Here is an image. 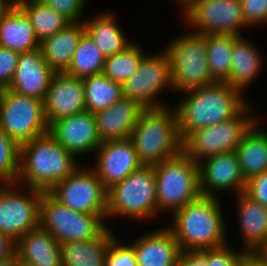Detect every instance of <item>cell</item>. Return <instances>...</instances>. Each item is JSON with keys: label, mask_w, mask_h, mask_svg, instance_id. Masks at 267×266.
Wrapping results in <instances>:
<instances>
[{"label": "cell", "mask_w": 267, "mask_h": 266, "mask_svg": "<svg viewBox=\"0 0 267 266\" xmlns=\"http://www.w3.org/2000/svg\"><path fill=\"white\" fill-rule=\"evenodd\" d=\"M85 90L86 111L95 114L113 105L123 96L122 84L111 80L104 74L82 79Z\"/></svg>", "instance_id": "cell-30"}, {"label": "cell", "mask_w": 267, "mask_h": 266, "mask_svg": "<svg viewBox=\"0 0 267 266\" xmlns=\"http://www.w3.org/2000/svg\"><path fill=\"white\" fill-rule=\"evenodd\" d=\"M137 238L130 244L138 266H176L181 249L166 225Z\"/></svg>", "instance_id": "cell-21"}, {"label": "cell", "mask_w": 267, "mask_h": 266, "mask_svg": "<svg viewBox=\"0 0 267 266\" xmlns=\"http://www.w3.org/2000/svg\"><path fill=\"white\" fill-rule=\"evenodd\" d=\"M237 37L231 34L207 35V62L217 82H226L230 77L232 49Z\"/></svg>", "instance_id": "cell-32"}, {"label": "cell", "mask_w": 267, "mask_h": 266, "mask_svg": "<svg viewBox=\"0 0 267 266\" xmlns=\"http://www.w3.org/2000/svg\"><path fill=\"white\" fill-rule=\"evenodd\" d=\"M184 23L200 34L240 36L245 23L240 0H197L184 13ZM243 27V28H242Z\"/></svg>", "instance_id": "cell-14"}, {"label": "cell", "mask_w": 267, "mask_h": 266, "mask_svg": "<svg viewBox=\"0 0 267 266\" xmlns=\"http://www.w3.org/2000/svg\"><path fill=\"white\" fill-rule=\"evenodd\" d=\"M105 56L86 32L82 35L75 50L68 71L69 75L85 78L101 74Z\"/></svg>", "instance_id": "cell-33"}, {"label": "cell", "mask_w": 267, "mask_h": 266, "mask_svg": "<svg viewBox=\"0 0 267 266\" xmlns=\"http://www.w3.org/2000/svg\"><path fill=\"white\" fill-rule=\"evenodd\" d=\"M0 266H18L16 253L10 258L0 260Z\"/></svg>", "instance_id": "cell-46"}, {"label": "cell", "mask_w": 267, "mask_h": 266, "mask_svg": "<svg viewBox=\"0 0 267 266\" xmlns=\"http://www.w3.org/2000/svg\"><path fill=\"white\" fill-rule=\"evenodd\" d=\"M18 266H35V265L28 264V263H18Z\"/></svg>", "instance_id": "cell-49"}, {"label": "cell", "mask_w": 267, "mask_h": 266, "mask_svg": "<svg viewBox=\"0 0 267 266\" xmlns=\"http://www.w3.org/2000/svg\"><path fill=\"white\" fill-rule=\"evenodd\" d=\"M257 121L235 149L241 172L247 181L267 171V130Z\"/></svg>", "instance_id": "cell-29"}, {"label": "cell", "mask_w": 267, "mask_h": 266, "mask_svg": "<svg viewBox=\"0 0 267 266\" xmlns=\"http://www.w3.org/2000/svg\"><path fill=\"white\" fill-rule=\"evenodd\" d=\"M116 20L117 18L112 13L101 12L83 21L86 33L105 57L125 50L133 42H129Z\"/></svg>", "instance_id": "cell-28"}, {"label": "cell", "mask_w": 267, "mask_h": 266, "mask_svg": "<svg viewBox=\"0 0 267 266\" xmlns=\"http://www.w3.org/2000/svg\"><path fill=\"white\" fill-rule=\"evenodd\" d=\"M256 252L267 261V240H265L257 249Z\"/></svg>", "instance_id": "cell-48"}, {"label": "cell", "mask_w": 267, "mask_h": 266, "mask_svg": "<svg viewBox=\"0 0 267 266\" xmlns=\"http://www.w3.org/2000/svg\"><path fill=\"white\" fill-rule=\"evenodd\" d=\"M16 5L28 16L40 42L53 36L70 22L40 0H17Z\"/></svg>", "instance_id": "cell-31"}, {"label": "cell", "mask_w": 267, "mask_h": 266, "mask_svg": "<svg viewBox=\"0 0 267 266\" xmlns=\"http://www.w3.org/2000/svg\"><path fill=\"white\" fill-rule=\"evenodd\" d=\"M16 242L0 231V260L15 254Z\"/></svg>", "instance_id": "cell-44"}, {"label": "cell", "mask_w": 267, "mask_h": 266, "mask_svg": "<svg viewBox=\"0 0 267 266\" xmlns=\"http://www.w3.org/2000/svg\"><path fill=\"white\" fill-rule=\"evenodd\" d=\"M248 104L232 119L209 125L192 132L183 141V151L197 163L206 157L233 152L245 134L257 122L258 116L250 115L252 107Z\"/></svg>", "instance_id": "cell-9"}, {"label": "cell", "mask_w": 267, "mask_h": 266, "mask_svg": "<svg viewBox=\"0 0 267 266\" xmlns=\"http://www.w3.org/2000/svg\"><path fill=\"white\" fill-rule=\"evenodd\" d=\"M166 89L174 92L170 61L164 49L159 54H145L136 71L122 84L123 96L144 109L167 106L156 98Z\"/></svg>", "instance_id": "cell-12"}, {"label": "cell", "mask_w": 267, "mask_h": 266, "mask_svg": "<svg viewBox=\"0 0 267 266\" xmlns=\"http://www.w3.org/2000/svg\"><path fill=\"white\" fill-rule=\"evenodd\" d=\"M229 244L221 247L206 249L205 260L206 266H238L240 258L245 251L233 250Z\"/></svg>", "instance_id": "cell-37"}, {"label": "cell", "mask_w": 267, "mask_h": 266, "mask_svg": "<svg viewBox=\"0 0 267 266\" xmlns=\"http://www.w3.org/2000/svg\"><path fill=\"white\" fill-rule=\"evenodd\" d=\"M86 111L82 78L55 73L44 99V114L48 126L53 122Z\"/></svg>", "instance_id": "cell-17"}, {"label": "cell", "mask_w": 267, "mask_h": 266, "mask_svg": "<svg viewBox=\"0 0 267 266\" xmlns=\"http://www.w3.org/2000/svg\"><path fill=\"white\" fill-rule=\"evenodd\" d=\"M95 154V166L90 167L107 189L142 166L130 139L103 142Z\"/></svg>", "instance_id": "cell-16"}, {"label": "cell", "mask_w": 267, "mask_h": 266, "mask_svg": "<svg viewBox=\"0 0 267 266\" xmlns=\"http://www.w3.org/2000/svg\"><path fill=\"white\" fill-rule=\"evenodd\" d=\"M198 165L202 195L217 197L220 191L234 190L236 195L245 191L246 180L235 151L206 157Z\"/></svg>", "instance_id": "cell-15"}, {"label": "cell", "mask_w": 267, "mask_h": 266, "mask_svg": "<svg viewBox=\"0 0 267 266\" xmlns=\"http://www.w3.org/2000/svg\"><path fill=\"white\" fill-rule=\"evenodd\" d=\"M119 240L117 235L111 240L105 266H138L133 246Z\"/></svg>", "instance_id": "cell-36"}, {"label": "cell", "mask_w": 267, "mask_h": 266, "mask_svg": "<svg viewBox=\"0 0 267 266\" xmlns=\"http://www.w3.org/2000/svg\"><path fill=\"white\" fill-rule=\"evenodd\" d=\"M17 0H0V22L14 8Z\"/></svg>", "instance_id": "cell-45"}, {"label": "cell", "mask_w": 267, "mask_h": 266, "mask_svg": "<svg viewBox=\"0 0 267 266\" xmlns=\"http://www.w3.org/2000/svg\"><path fill=\"white\" fill-rule=\"evenodd\" d=\"M112 232L107 227L94 239L61 244L62 266H105L110 242L116 236Z\"/></svg>", "instance_id": "cell-26"}, {"label": "cell", "mask_w": 267, "mask_h": 266, "mask_svg": "<svg viewBox=\"0 0 267 266\" xmlns=\"http://www.w3.org/2000/svg\"><path fill=\"white\" fill-rule=\"evenodd\" d=\"M19 54L18 52L0 46V90L8 89L11 84Z\"/></svg>", "instance_id": "cell-40"}, {"label": "cell", "mask_w": 267, "mask_h": 266, "mask_svg": "<svg viewBox=\"0 0 267 266\" xmlns=\"http://www.w3.org/2000/svg\"><path fill=\"white\" fill-rule=\"evenodd\" d=\"M150 220L157 217V188L153 166L142 165L108 189L107 220L115 217Z\"/></svg>", "instance_id": "cell-7"}, {"label": "cell", "mask_w": 267, "mask_h": 266, "mask_svg": "<svg viewBox=\"0 0 267 266\" xmlns=\"http://www.w3.org/2000/svg\"><path fill=\"white\" fill-rule=\"evenodd\" d=\"M107 215H93L71 210L49 192H43L40 204V227L53 235L61 245L72 241L90 240L108 226Z\"/></svg>", "instance_id": "cell-8"}, {"label": "cell", "mask_w": 267, "mask_h": 266, "mask_svg": "<svg viewBox=\"0 0 267 266\" xmlns=\"http://www.w3.org/2000/svg\"><path fill=\"white\" fill-rule=\"evenodd\" d=\"M238 266H267V261L256 251H244Z\"/></svg>", "instance_id": "cell-43"}, {"label": "cell", "mask_w": 267, "mask_h": 266, "mask_svg": "<svg viewBox=\"0 0 267 266\" xmlns=\"http://www.w3.org/2000/svg\"><path fill=\"white\" fill-rule=\"evenodd\" d=\"M48 133L76 158L96 153L101 145L94 114L89 111L53 122L49 126Z\"/></svg>", "instance_id": "cell-18"}, {"label": "cell", "mask_w": 267, "mask_h": 266, "mask_svg": "<svg viewBox=\"0 0 267 266\" xmlns=\"http://www.w3.org/2000/svg\"><path fill=\"white\" fill-rule=\"evenodd\" d=\"M236 198L243 249L256 251L267 240V208L244 192L237 194Z\"/></svg>", "instance_id": "cell-25"}, {"label": "cell", "mask_w": 267, "mask_h": 266, "mask_svg": "<svg viewBox=\"0 0 267 266\" xmlns=\"http://www.w3.org/2000/svg\"><path fill=\"white\" fill-rule=\"evenodd\" d=\"M144 55L142 47L133 41L125 50L105 57L102 74L123 84L136 71Z\"/></svg>", "instance_id": "cell-34"}, {"label": "cell", "mask_w": 267, "mask_h": 266, "mask_svg": "<svg viewBox=\"0 0 267 266\" xmlns=\"http://www.w3.org/2000/svg\"><path fill=\"white\" fill-rule=\"evenodd\" d=\"M176 266H206L205 250L181 251Z\"/></svg>", "instance_id": "cell-42"}, {"label": "cell", "mask_w": 267, "mask_h": 266, "mask_svg": "<svg viewBox=\"0 0 267 266\" xmlns=\"http://www.w3.org/2000/svg\"><path fill=\"white\" fill-rule=\"evenodd\" d=\"M18 186V183L0 184V231L15 242L39 227L43 193L26 186L20 189Z\"/></svg>", "instance_id": "cell-11"}, {"label": "cell", "mask_w": 267, "mask_h": 266, "mask_svg": "<svg viewBox=\"0 0 267 266\" xmlns=\"http://www.w3.org/2000/svg\"><path fill=\"white\" fill-rule=\"evenodd\" d=\"M219 196H204L176 210L166 225L181 251H201L228 244Z\"/></svg>", "instance_id": "cell-2"}, {"label": "cell", "mask_w": 267, "mask_h": 266, "mask_svg": "<svg viewBox=\"0 0 267 266\" xmlns=\"http://www.w3.org/2000/svg\"><path fill=\"white\" fill-rule=\"evenodd\" d=\"M143 110L138 103L122 96L107 109L95 113L100 142L129 139Z\"/></svg>", "instance_id": "cell-20"}, {"label": "cell", "mask_w": 267, "mask_h": 266, "mask_svg": "<svg viewBox=\"0 0 267 266\" xmlns=\"http://www.w3.org/2000/svg\"><path fill=\"white\" fill-rule=\"evenodd\" d=\"M129 139L138 161L144 166H154L179 155L183 151V141L175 107L144 109Z\"/></svg>", "instance_id": "cell-4"}, {"label": "cell", "mask_w": 267, "mask_h": 266, "mask_svg": "<svg viewBox=\"0 0 267 266\" xmlns=\"http://www.w3.org/2000/svg\"><path fill=\"white\" fill-rule=\"evenodd\" d=\"M244 193L267 208V171L249 178Z\"/></svg>", "instance_id": "cell-41"}, {"label": "cell", "mask_w": 267, "mask_h": 266, "mask_svg": "<svg viewBox=\"0 0 267 266\" xmlns=\"http://www.w3.org/2000/svg\"><path fill=\"white\" fill-rule=\"evenodd\" d=\"M259 49L243 35L233 44L230 77L226 83L244 93L264 65ZM263 62V63H262Z\"/></svg>", "instance_id": "cell-24"}, {"label": "cell", "mask_w": 267, "mask_h": 266, "mask_svg": "<svg viewBox=\"0 0 267 266\" xmlns=\"http://www.w3.org/2000/svg\"><path fill=\"white\" fill-rule=\"evenodd\" d=\"M69 22H82L81 16L89 0H40Z\"/></svg>", "instance_id": "cell-38"}, {"label": "cell", "mask_w": 267, "mask_h": 266, "mask_svg": "<svg viewBox=\"0 0 267 266\" xmlns=\"http://www.w3.org/2000/svg\"><path fill=\"white\" fill-rule=\"evenodd\" d=\"M54 74L40 48L20 53L8 89L20 95L44 100Z\"/></svg>", "instance_id": "cell-19"}, {"label": "cell", "mask_w": 267, "mask_h": 266, "mask_svg": "<svg viewBox=\"0 0 267 266\" xmlns=\"http://www.w3.org/2000/svg\"><path fill=\"white\" fill-rule=\"evenodd\" d=\"M174 1V0H173ZM178 6L182 7L181 13H184L193 3H195L197 0H175Z\"/></svg>", "instance_id": "cell-47"}, {"label": "cell", "mask_w": 267, "mask_h": 266, "mask_svg": "<svg viewBox=\"0 0 267 266\" xmlns=\"http://www.w3.org/2000/svg\"><path fill=\"white\" fill-rule=\"evenodd\" d=\"M76 159L46 133L20 145L19 175L16 183L20 187L49 192L81 166Z\"/></svg>", "instance_id": "cell-3"}, {"label": "cell", "mask_w": 267, "mask_h": 266, "mask_svg": "<svg viewBox=\"0 0 267 266\" xmlns=\"http://www.w3.org/2000/svg\"><path fill=\"white\" fill-rule=\"evenodd\" d=\"M165 44L174 91L180 93L217 82L207 62V35L187 32Z\"/></svg>", "instance_id": "cell-6"}, {"label": "cell", "mask_w": 267, "mask_h": 266, "mask_svg": "<svg viewBox=\"0 0 267 266\" xmlns=\"http://www.w3.org/2000/svg\"><path fill=\"white\" fill-rule=\"evenodd\" d=\"M245 23L253 26L267 24V0H240ZM262 23V24H261Z\"/></svg>", "instance_id": "cell-39"}, {"label": "cell", "mask_w": 267, "mask_h": 266, "mask_svg": "<svg viewBox=\"0 0 267 266\" xmlns=\"http://www.w3.org/2000/svg\"><path fill=\"white\" fill-rule=\"evenodd\" d=\"M20 146L0 129V184L16 183Z\"/></svg>", "instance_id": "cell-35"}, {"label": "cell", "mask_w": 267, "mask_h": 266, "mask_svg": "<svg viewBox=\"0 0 267 266\" xmlns=\"http://www.w3.org/2000/svg\"><path fill=\"white\" fill-rule=\"evenodd\" d=\"M49 193L71 210L93 215H107L108 189L92 168L79 166Z\"/></svg>", "instance_id": "cell-13"}, {"label": "cell", "mask_w": 267, "mask_h": 266, "mask_svg": "<svg viewBox=\"0 0 267 266\" xmlns=\"http://www.w3.org/2000/svg\"><path fill=\"white\" fill-rule=\"evenodd\" d=\"M0 129L19 146L48 133L44 100L1 89Z\"/></svg>", "instance_id": "cell-10"}, {"label": "cell", "mask_w": 267, "mask_h": 266, "mask_svg": "<svg viewBox=\"0 0 267 266\" xmlns=\"http://www.w3.org/2000/svg\"><path fill=\"white\" fill-rule=\"evenodd\" d=\"M40 43L30 19L15 5L0 22V46L24 53L39 49Z\"/></svg>", "instance_id": "cell-27"}, {"label": "cell", "mask_w": 267, "mask_h": 266, "mask_svg": "<svg viewBox=\"0 0 267 266\" xmlns=\"http://www.w3.org/2000/svg\"><path fill=\"white\" fill-rule=\"evenodd\" d=\"M175 107L182 141L192 132L237 116L248 104L244 93L226 82L184 91Z\"/></svg>", "instance_id": "cell-1"}, {"label": "cell", "mask_w": 267, "mask_h": 266, "mask_svg": "<svg viewBox=\"0 0 267 266\" xmlns=\"http://www.w3.org/2000/svg\"><path fill=\"white\" fill-rule=\"evenodd\" d=\"M153 167L157 188V217L161 212L174 213L202 195L199 165L184 151Z\"/></svg>", "instance_id": "cell-5"}, {"label": "cell", "mask_w": 267, "mask_h": 266, "mask_svg": "<svg viewBox=\"0 0 267 266\" xmlns=\"http://www.w3.org/2000/svg\"><path fill=\"white\" fill-rule=\"evenodd\" d=\"M15 253L18 263L62 266L60 244L40 226L27 232L16 242Z\"/></svg>", "instance_id": "cell-22"}, {"label": "cell", "mask_w": 267, "mask_h": 266, "mask_svg": "<svg viewBox=\"0 0 267 266\" xmlns=\"http://www.w3.org/2000/svg\"><path fill=\"white\" fill-rule=\"evenodd\" d=\"M84 22H70L53 36L47 37L40 43L45 61L54 73L67 72L73 54L85 33Z\"/></svg>", "instance_id": "cell-23"}]
</instances>
